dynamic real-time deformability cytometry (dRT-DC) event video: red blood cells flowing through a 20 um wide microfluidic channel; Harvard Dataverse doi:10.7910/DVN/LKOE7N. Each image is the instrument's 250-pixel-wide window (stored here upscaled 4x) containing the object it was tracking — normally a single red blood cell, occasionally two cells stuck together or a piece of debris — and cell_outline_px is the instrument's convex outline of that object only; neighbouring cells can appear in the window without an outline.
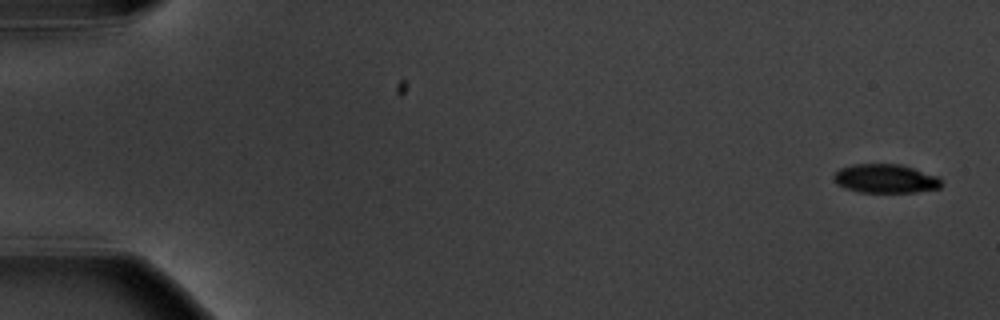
{"species": "common noctule bat (a hibernating species)", "species_latin": "Nyctalus noctula", "temperature_condition": "warm", "stored_images_in_passage": 10, "camera_frame_rate_fps": 3000, "um_per_image_px": 0.085, "animal": {"sex": "male", "body_mass_g": 20.1, "forearm_length_mm": 53.5}, "frame": {"image": 1, "passage_image": 1, "time_ms": 0.0, "image_size_px": [1000, 320], "cell_outline_px": [[944, 184], [940, 188], [916, 192], [860, 192], [844, 188], [836, 184], [832, 176], [840, 168], [852, 164], [900, 164], [936, 176]], "centroid_in_image_um": [75.23, 15.19], "position_along_channel_um": 9.8, "area_um2": 18.09}}
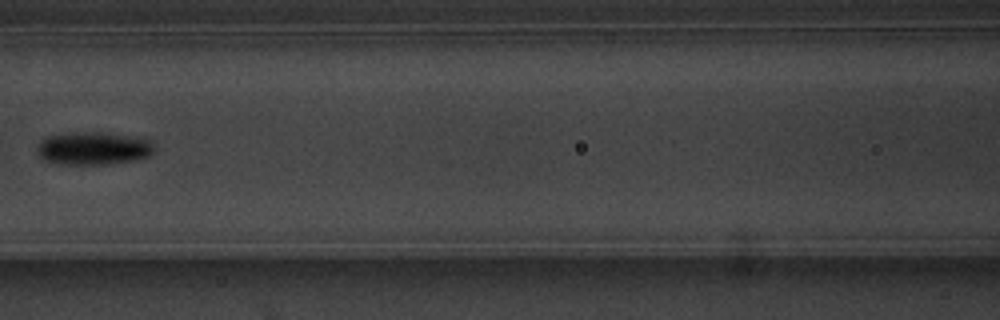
{"frame": {"image": 2, "passage_image": 8, "time_ms": 8.333, "image_size_px": [1000, 320], "cell_outline_px": [[152, 152], [148, 156], [136, 160], [108, 164], [64, 164], [44, 160], [36, 152], [36, 148], [40, 140], [48, 136], [72, 132], [104, 132], [140, 136], [152, 140]], "centroid_in_image_um": [7.95, 12.59], "position_along_channel_um": 158.7, "area_um2": 22.77}}
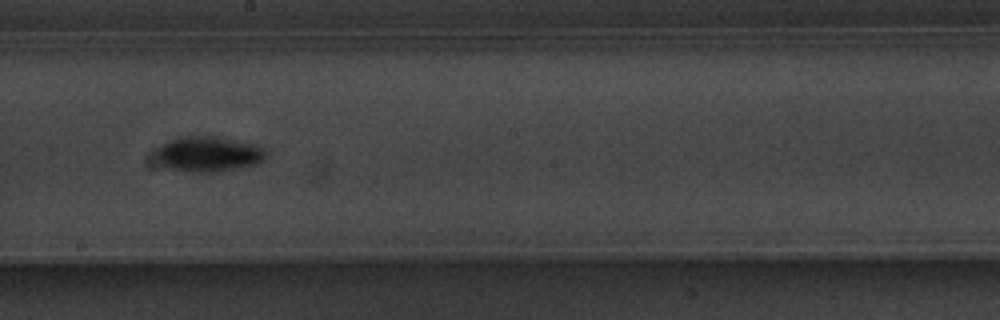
{"frame": {"image": 3, "passage_image": 10, "time_ms": 10.333, "image_size_px": [1000, 320], "cell_outline_px": [[264, 160], [256, 164], [220, 172], [192, 172], [164, 168], [160, 156], [160, 144], [168, 140], [180, 136], [216, 136], [256, 144], [264, 152]], "centroid_in_image_um": [17.73, 13.09], "position_along_channel_um": 230.5, "area_um2": 22.37}}